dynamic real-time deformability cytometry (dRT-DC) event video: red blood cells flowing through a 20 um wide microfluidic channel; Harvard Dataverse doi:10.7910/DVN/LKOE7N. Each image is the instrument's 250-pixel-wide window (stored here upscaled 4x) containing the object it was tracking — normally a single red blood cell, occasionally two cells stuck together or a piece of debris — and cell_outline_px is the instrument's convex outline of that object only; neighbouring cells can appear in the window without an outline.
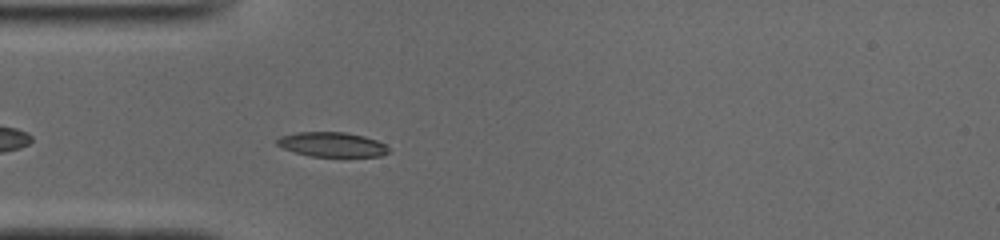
{"species": "common noctule bat (a hibernating species)", "species_latin": "Nyctalus noctula", "temperature_condition": "cold", "stored_images_in_passage": 40, "camera_frame_rate_fps": 3000, "um_per_image_px": 0.085, "animal": {"sex": "male", "body_mass_g": 19.0, "forearm_length_mm": 50.8}, "frame": {"image": 1, "passage_image": 5, "time_ms": 1.333, "image_size_px": [1000, 240], "cell_outline_px": [[388, 152], [380, 156], [312, 156], [296, 152], [284, 148], [276, 144], [276, 140], [280, 136], [296, 132], [344, 132], [364, 136], [376, 140], [384, 144], [388, 148]], "centroid_in_image_um": [28.2, 12.27], "position_along_channel_um": 56.8, "area_um2": 15.78}}
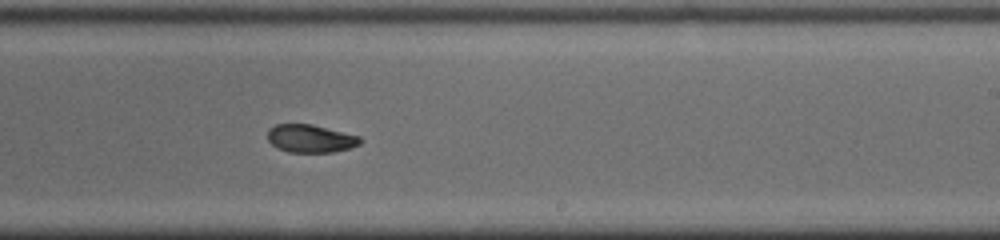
{"frame": {"image": 2, "passage_image": 21, "time_ms": 6.667, "image_size_px": [1000, 240], "cell_outline_px": [[360, 144], [348, 148], [332, 152], [288, 152], [272, 144], [268, 140], [268, 128], [276, 124], [312, 124], [360, 136]], "centroid_in_image_um": [26.37, 11.76], "position_along_channel_um": 262.6, "area_um2": 14.91}}
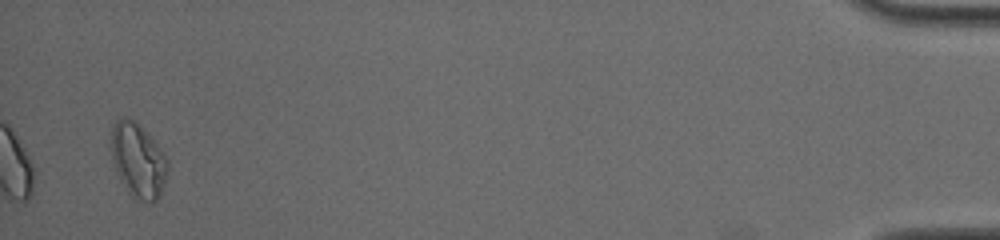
{"frame": {"image": 3, "passage_image": 40, "time_ms": 13.0, "image_size_px": [1000, 240], "cell_outline_px": [[168, 168], [160, 196], [152, 204], [136, 200], [128, 192], [116, 172], [112, 160], [112, 128], [116, 120], [124, 116], [136, 120], [156, 144], [164, 156], [168, 164]], "centroid_in_image_um": [11.73, 13.65], "position_along_channel_um": 423.5, "area_um2": 24.33}, "authors_computed_cell_mechanics": {"area_um2": 16.0106, "velocity_mm_per_s": 3.9139, "shape_relaxation_time_tau1_ms": 5.9405, "shape_relaxation_time_tau2_ms": 5.8584, "deformation_change_tau1": 0.1233, "deformation_change_tau2": 0.1026}}